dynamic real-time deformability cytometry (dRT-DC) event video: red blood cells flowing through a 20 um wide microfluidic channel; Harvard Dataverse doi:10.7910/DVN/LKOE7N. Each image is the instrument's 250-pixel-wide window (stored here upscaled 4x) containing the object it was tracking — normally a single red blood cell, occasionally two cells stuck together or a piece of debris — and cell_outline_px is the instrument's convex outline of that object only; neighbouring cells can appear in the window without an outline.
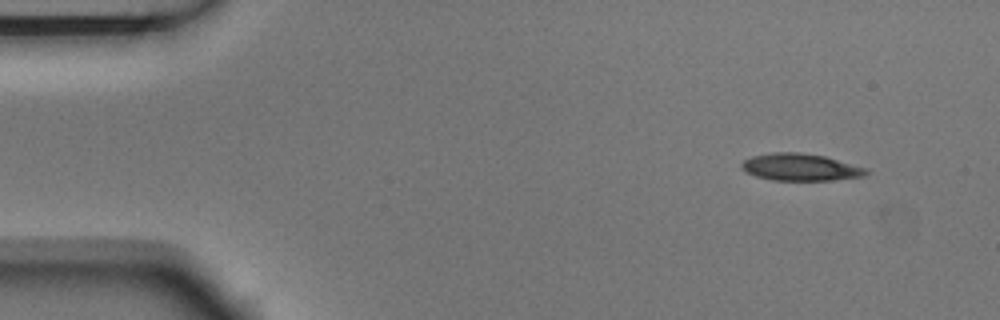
{"species": "Egyptian fruit bat (a non-hibernating species)", "species_latin": "Rousettus aegyptiacus", "temperature_condition": "room temperature", "stored_images_in_passage": 5, "camera_frame_rate_fps": 3000, "um_per_image_px": 0.085, "animal": {"sex": "male"}, "frame": {"image": 1, "passage_image": 1, "time_ms": 0.0, "image_size_px": [1000, 320], "cell_outline_px": [[868, 172], [864, 176], [832, 180], [772, 180], [756, 176], [740, 168], [740, 164], [744, 160], [752, 156], [772, 152], [800, 152], [824, 156], [868, 168]], "centroid_in_image_um": [68.03, 14.2], "position_along_channel_um": 17.0, "area_um2": 19.65}}
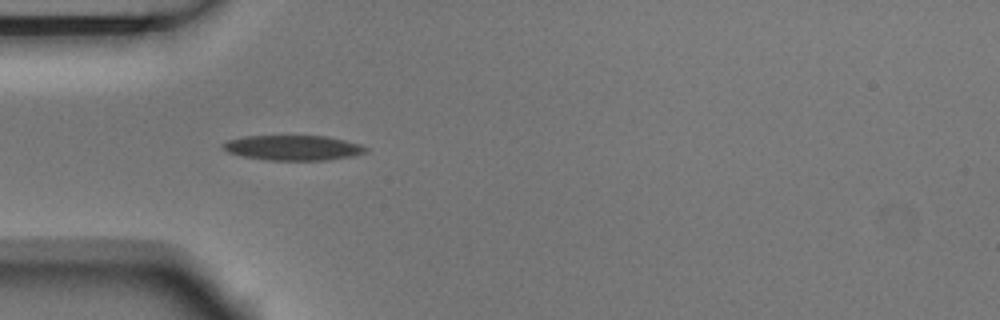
{"frame": {"image": 2, "passage_image": 4, "time_ms": 1.0, "image_size_px": [1000, 320], "cell_outline_px": [[368, 152], [352, 156], [328, 160], [268, 160], [244, 156], [228, 152], [220, 148], [220, 144], [228, 140], [244, 136], [324, 136], [344, 140], [360, 144], [368, 148]], "centroid_in_image_um": [24.9, 12.56], "position_along_channel_um": 60.1, "area_um2": 20.87}}
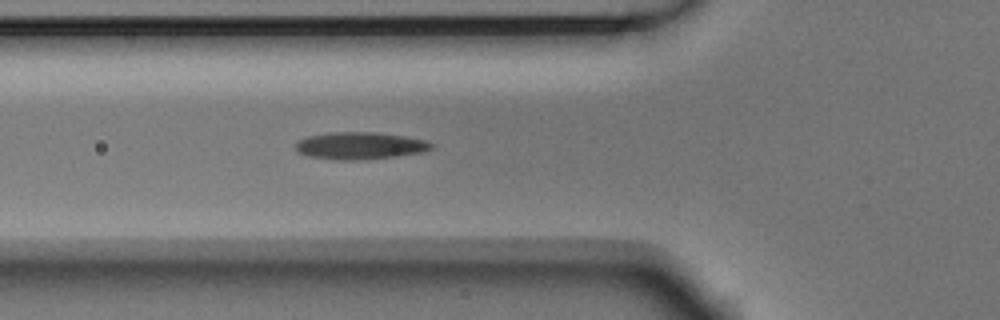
{"frame": {"image": 3, "passage_image": 5, "time_ms": 1.333, "image_size_px": [1000, 320], "cell_outline_px": [[436, 144], [432, 148], [424, 152], [368, 160], [336, 160], [308, 156], [296, 152], [296, 140], [308, 136], [328, 132], [376, 132], [404, 136], [424, 140]], "centroid_in_image_um": [30.58, 12.39], "position_along_channel_um": 95.2, "area_um2": 21.85}}